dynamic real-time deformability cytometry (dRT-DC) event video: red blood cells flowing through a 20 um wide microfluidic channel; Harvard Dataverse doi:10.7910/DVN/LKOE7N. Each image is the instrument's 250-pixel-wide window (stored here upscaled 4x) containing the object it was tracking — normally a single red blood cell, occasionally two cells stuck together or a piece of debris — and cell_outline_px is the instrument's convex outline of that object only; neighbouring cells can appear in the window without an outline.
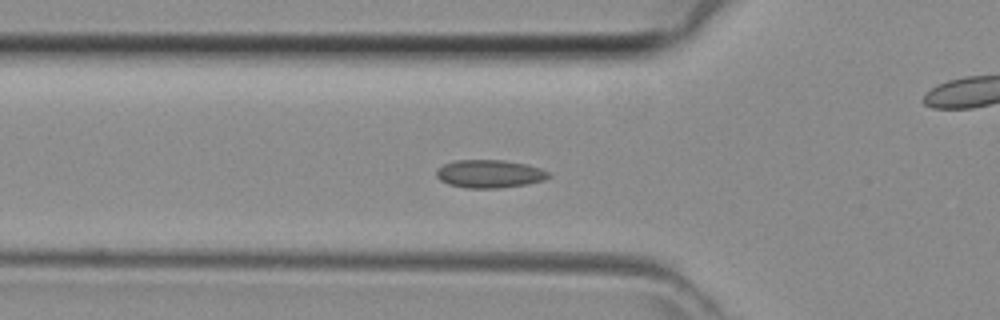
{"species": "common noctule bat (a hibernating species)", "species_latin": "Nyctalus noctula", "temperature_condition": "room temperature", "stored_images_in_passage": 46, "camera_frame_rate_fps": 3000, "um_per_image_px": 0.085, "animal": {"sex": "female", "body_mass_g": 29.2, "forearm_length_mm": 56.3}, "frame": {"image": 1, "passage_image": 16, "time_ms": 5.0, "image_size_px": [1000, 320], "cell_outline_px": [[552, 176], [544, 180], [528, 184], [500, 188], [464, 188], [448, 184], [440, 180], [436, 176], [436, 168], [444, 164], [456, 160], [504, 160], [528, 164], [540, 168], [548, 172]], "centroid_in_image_um": [41.61, 14.78], "position_along_channel_um": 84.2, "area_um2": 18.55}}
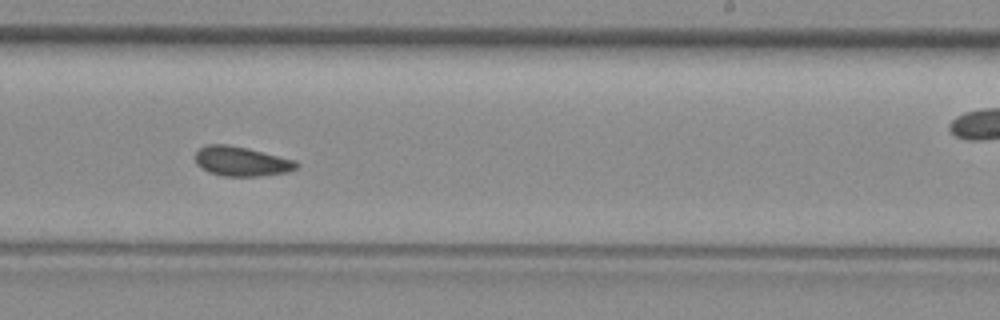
{"frame": {"image": 2, "passage_image": 28, "time_ms": 9.0, "image_size_px": [1000, 320], "cell_outline_px": [[300, 164], [296, 168], [288, 172], [260, 176], [224, 176], [208, 172], [200, 168], [196, 164], [196, 152], [200, 148], [208, 144], [228, 144], [248, 148], [296, 160]], "centroid_in_image_um": [20.53, 13.71], "position_along_channel_um": 268.5, "area_um2": 17.57}}
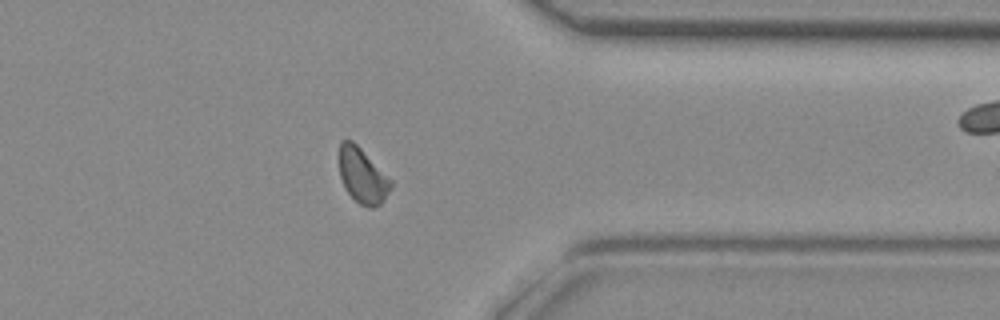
{"frame": {"image": 3, "passage_image": 36, "time_ms": 11.667, "image_size_px": [1000, 320], "cell_outline_px": [[392, 184], [384, 200], [380, 204], [372, 208], [368, 208], [360, 204], [344, 188], [340, 176], [340, 140], [352, 140], [392, 180]], "centroid_in_image_um": [30.81, 14.95], "position_along_channel_um": 380.6, "area_um2": 16.3}}